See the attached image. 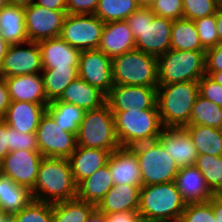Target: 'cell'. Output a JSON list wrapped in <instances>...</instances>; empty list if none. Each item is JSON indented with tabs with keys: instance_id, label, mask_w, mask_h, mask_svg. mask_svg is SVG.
<instances>
[{
	"instance_id": "2",
	"label": "cell",
	"mask_w": 222,
	"mask_h": 222,
	"mask_svg": "<svg viewBox=\"0 0 222 222\" xmlns=\"http://www.w3.org/2000/svg\"><path fill=\"white\" fill-rule=\"evenodd\" d=\"M135 38V49L159 57L170 49L173 20L139 7L127 19Z\"/></svg>"
},
{
	"instance_id": "39",
	"label": "cell",
	"mask_w": 222,
	"mask_h": 222,
	"mask_svg": "<svg viewBox=\"0 0 222 222\" xmlns=\"http://www.w3.org/2000/svg\"><path fill=\"white\" fill-rule=\"evenodd\" d=\"M218 6L216 0H183V18L196 19L216 14Z\"/></svg>"
},
{
	"instance_id": "11",
	"label": "cell",
	"mask_w": 222,
	"mask_h": 222,
	"mask_svg": "<svg viewBox=\"0 0 222 222\" xmlns=\"http://www.w3.org/2000/svg\"><path fill=\"white\" fill-rule=\"evenodd\" d=\"M36 139L43 157L68 159L78 146L76 135L62 130L47 112L40 118Z\"/></svg>"
},
{
	"instance_id": "19",
	"label": "cell",
	"mask_w": 222,
	"mask_h": 222,
	"mask_svg": "<svg viewBox=\"0 0 222 222\" xmlns=\"http://www.w3.org/2000/svg\"><path fill=\"white\" fill-rule=\"evenodd\" d=\"M114 185L142 187V177L136 154L129 147H120L107 160Z\"/></svg>"
},
{
	"instance_id": "24",
	"label": "cell",
	"mask_w": 222,
	"mask_h": 222,
	"mask_svg": "<svg viewBox=\"0 0 222 222\" xmlns=\"http://www.w3.org/2000/svg\"><path fill=\"white\" fill-rule=\"evenodd\" d=\"M109 156L110 152L106 150L77 146L68 158L75 183L106 165Z\"/></svg>"
},
{
	"instance_id": "15",
	"label": "cell",
	"mask_w": 222,
	"mask_h": 222,
	"mask_svg": "<svg viewBox=\"0 0 222 222\" xmlns=\"http://www.w3.org/2000/svg\"><path fill=\"white\" fill-rule=\"evenodd\" d=\"M43 156L39 151L15 150L4 158L0 172L16 184L33 190Z\"/></svg>"
},
{
	"instance_id": "7",
	"label": "cell",
	"mask_w": 222,
	"mask_h": 222,
	"mask_svg": "<svg viewBox=\"0 0 222 222\" xmlns=\"http://www.w3.org/2000/svg\"><path fill=\"white\" fill-rule=\"evenodd\" d=\"M76 138L78 146L110 153L121 147L115 132L113 113L106 103L100 108L85 111Z\"/></svg>"
},
{
	"instance_id": "28",
	"label": "cell",
	"mask_w": 222,
	"mask_h": 222,
	"mask_svg": "<svg viewBox=\"0 0 222 222\" xmlns=\"http://www.w3.org/2000/svg\"><path fill=\"white\" fill-rule=\"evenodd\" d=\"M0 32L9 45L27 42L24 8L7 4L0 11Z\"/></svg>"
},
{
	"instance_id": "59",
	"label": "cell",
	"mask_w": 222,
	"mask_h": 222,
	"mask_svg": "<svg viewBox=\"0 0 222 222\" xmlns=\"http://www.w3.org/2000/svg\"><path fill=\"white\" fill-rule=\"evenodd\" d=\"M8 4L7 0H0V11Z\"/></svg>"
},
{
	"instance_id": "23",
	"label": "cell",
	"mask_w": 222,
	"mask_h": 222,
	"mask_svg": "<svg viewBox=\"0 0 222 222\" xmlns=\"http://www.w3.org/2000/svg\"><path fill=\"white\" fill-rule=\"evenodd\" d=\"M175 183L186 203L206 202L214 195L195 165L179 168Z\"/></svg>"
},
{
	"instance_id": "3",
	"label": "cell",
	"mask_w": 222,
	"mask_h": 222,
	"mask_svg": "<svg viewBox=\"0 0 222 222\" xmlns=\"http://www.w3.org/2000/svg\"><path fill=\"white\" fill-rule=\"evenodd\" d=\"M185 206L175 181L140 188L138 213L147 222H179Z\"/></svg>"
},
{
	"instance_id": "26",
	"label": "cell",
	"mask_w": 222,
	"mask_h": 222,
	"mask_svg": "<svg viewBox=\"0 0 222 222\" xmlns=\"http://www.w3.org/2000/svg\"><path fill=\"white\" fill-rule=\"evenodd\" d=\"M58 101L74 104L87 111L100 108L105 104L106 96L78 77L66 87Z\"/></svg>"
},
{
	"instance_id": "57",
	"label": "cell",
	"mask_w": 222,
	"mask_h": 222,
	"mask_svg": "<svg viewBox=\"0 0 222 222\" xmlns=\"http://www.w3.org/2000/svg\"><path fill=\"white\" fill-rule=\"evenodd\" d=\"M0 222H14L12 214H7L1 207H0Z\"/></svg>"
},
{
	"instance_id": "40",
	"label": "cell",
	"mask_w": 222,
	"mask_h": 222,
	"mask_svg": "<svg viewBox=\"0 0 222 222\" xmlns=\"http://www.w3.org/2000/svg\"><path fill=\"white\" fill-rule=\"evenodd\" d=\"M179 222H216V216L208 201L186 203Z\"/></svg>"
},
{
	"instance_id": "22",
	"label": "cell",
	"mask_w": 222,
	"mask_h": 222,
	"mask_svg": "<svg viewBox=\"0 0 222 222\" xmlns=\"http://www.w3.org/2000/svg\"><path fill=\"white\" fill-rule=\"evenodd\" d=\"M11 101L49 104L41 73L5 78Z\"/></svg>"
},
{
	"instance_id": "12",
	"label": "cell",
	"mask_w": 222,
	"mask_h": 222,
	"mask_svg": "<svg viewBox=\"0 0 222 222\" xmlns=\"http://www.w3.org/2000/svg\"><path fill=\"white\" fill-rule=\"evenodd\" d=\"M42 70V58L38 42L27 41L9 45L0 66V75L7 78L41 73Z\"/></svg>"
},
{
	"instance_id": "30",
	"label": "cell",
	"mask_w": 222,
	"mask_h": 222,
	"mask_svg": "<svg viewBox=\"0 0 222 222\" xmlns=\"http://www.w3.org/2000/svg\"><path fill=\"white\" fill-rule=\"evenodd\" d=\"M198 155L222 156V130L205 125H186Z\"/></svg>"
},
{
	"instance_id": "35",
	"label": "cell",
	"mask_w": 222,
	"mask_h": 222,
	"mask_svg": "<svg viewBox=\"0 0 222 222\" xmlns=\"http://www.w3.org/2000/svg\"><path fill=\"white\" fill-rule=\"evenodd\" d=\"M189 125H205L222 130V107L198 94L192 107Z\"/></svg>"
},
{
	"instance_id": "6",
	"label": "cell",
	"mask_w": 222,
	"mask_h": 222,
	"mask_svg": "<svg viewBox=\"0 0 222 222\" xmlns=\"http://www.w3.org/2000/svg\"><path fill=\"white\" fill-rule=\"evenodd\" d=\"M112 77L115 85L157 87V57L132 50L112 58Z\"/></svg>"
},
{
	"instance_id": "31",
	"label": "cell",
	"mask_w": 222,
	"mask_h": 222,
	"mask_svg": "<svg viewBox=\"0 0 222 222\" xmlns=\"http://www.w3.org/2000/svg\"><path fill=\"white\" fill-rule=\"evenodd\" d=\"M170 49L206 51L200 42L194 21L185 18L173 20Z\"/></svg>"
},
{
	"instance_id": "41",
	"label": "cell",
	"mask_w": 222,
	"mask_h": 222,
	"mask_svg": "<svg viewBox=\"0 0 222 222\" xmlns=\"http://www.w3.org/2000/svg\"><path fill=\"white\" fill-rule=\"evenodd\" d=\"M194 24L198 31L200 42L205 49L218 45V31L215 14L196 19Z\"/></svg>"
},
{
	"instance_id": "53",
	"label": "cell",
	"mask_w": 222,
	"mask_h": 222,
	"mask_svg": "<svg viewBox=\"0 0 222 222\" xmlns=\"http://www.w3.org/2000/svg\"><path fill=\"white\" fill-rule=\"evenodd\" d=\"M215 20L218 31V44H222V8H218L215 14Z\"/></svg>"
},
{
	"instance_id": "45",
	"label": "cell",
	"mask_w": 222,
	"mask_h": 222,
	"mask_svg": "<svg viewBox=\"0 0 222 222\" xmlns=\"http://www.w3.org/2000/svg\"><path fill=\"white\" fill-rule=\"evenodd\" d=\"M99 0H67V14H95Z\"/></svg>"
},
{
	"instance_id": "18",
	"label": "cell",
	"mask_w": 222,
	"mask_h": 222,
	"mask_svg": "<svg viewBox=\"0 0 222 222\" xmlns=\"http://www.w3.org/2000/svg\"><path fill=\"white\" fill-rule=\"evenodd\" d=\"M38 45L43 69L79 67L82 51L70 46L60 37L41 40Z\"/></svg>"
},
{
	"instance_id": "10",
	"label": "cell",
	"mask_w": 222,
	"mask_h": 222,
	"mask_svg": "<svg viewBox=\"0 0 222 222\" xmlns=\"http://www.w3.org/2000/svg\"><path fill=\"white\" fill-rule=\"evenodd\" d=\"M105 23L94 14H66L60 38L83 51L98 49Z\"/></svg>"
},
{
	"instance_id": "38",
	"label": "cell",
	"mask_w": 222,
	"mask_h": 222,
	"mask_svg": "<svg viewBox=\"0 0 222 222\" xmlns=\"http://www.w3.org/2000/svg\"><path fill=\"white\" fill-rule=\"evenodd\" d=\"M12 216L14 222H53L52 204L33 200Z\"/></svg>"
},
{
	"instance_id": "21",
	"label": "cell",
	"mask_w": 222,
	"mask_h": 222,
	"mask_svg": "<svg viewBox=\"0 0 222 222\" xmlns=\"http://www.w3.org/2000/svg\"><path fill=\"white\" fill-rule=\"evenodd\" d=\"M47 105L11 101L7 113L2 119L19 133H36L40 118L46 112Z\"/></svg>"
},
{
	"instance_id": "56",
	"label": "cell",
	"mask_w": 222,
	"mask_h": 222,
	"mask_svg": "<svg viewBox=\"0 0 222 222\" xmlns=\"http://www.w3.org/2000/svg\"><path fill=\"white\" fill-rule=\"evenodd\" d=\"M205 74L208 75L215 82L222 85V71H219V72H205Z\"/></svg>"
},
{
	"instance_id": "25",
	"label": "cell",
	"mask_w": 222,
	"mask_h": 222,
	"mask_svg": "<svg viewBox=\"0 0 222 222\" xmlns=\"http://www.w3.org/2000/svg\"><path fill=\"white\" fill-rule=\"evenodd\" d=\"M140 188L133 185H113L96 208L104 213L138 211Z\"/></svg>"
},
{
	"instance_id": "48",
	"label": "cell",
	"mask_w": 222,
	"mask_h": 222,
	"mask_svg": "<svg viewBox=\"0 0 222 222\" xmlns=\"http://www.w3.org/2000/svg\"><path fill=\"white\" fill-rule=\"evenodd\" d=\"M9 153V134L7 123L0 118V166Z\"/></svg>"
},
{
	"instance_id": "34",
	"label": "cell",
	"mask_w": 222,
	"mask_h": 222,
	"mask_svg": "<svg viewBox=\"0 0 222 222\" xmlns=\"http://www.w3.org/2000/svg\"><path fill=\"white\" fill-rule=\"evenodd\" d=\"M95 205L74 198L52 204L53 222H86Z\"/></svg>"
},
{
	"instance_id": "8",
	"label": "cell",
	"mask_w": 222,
	"mask_h": 222,
	"mask_svg": "<svg viewBox=\"0 0 222 222\" xmlns=\"http://www.w3.org/2000/svg\"><path fill=\"white\" fill-rule=\"evenodd\" d=\"M205 51L169 49L157 58L158 84L198 81L205 75Z\"/></svg>"
},
{
	"instance_id": "32",
	"label": "cell",
	"mask_w": 222,
	"mask_h": 222,
	"mask_svg": "<svg viewBox=\"0 0 222 222\" xmlns=\"http://www.w3.org/2000/svg\"><path fill=\"white\" fill-rule=\"evenodd\" d=\"M46 112L55 120L57 125L62 127V130L76 135L85 110L74 104L55 100L46 106Z\"/></svg>"
},
{
	"instance_id": "29",
	"label": "cell",
	"mask_w": 222,
	"mask_h": 222,
	"mask_svg": "<svg viewBox=\"0 0 222 222\" xmlns=\"http://www.w3.org/2000/svg\"><path fill=\"white\" fill-rule=\"evenodd\" d=\"M33 196L28 188L16 184L9 176L0 172V207L7 214H14L25 208Z\"/></svg>"
},
{
	"instance_id": "44",
	"label": "cell",
	"mask_w": 222,
	"mask_h": 222,
	"mask_svg": "<svg viewBox=\"0 0 222 222\" xmlns=\"http://www.w3.org/2000/svg\"><path fill=\"white\" fill-rule=\"evenodd\" d=\"M199 94L222 107V85L215 82L208 75H204L198 80Z\"/></svg>"
},
{
	"instance_id": "55",
	"label": "cell",
	"mask_w": 222,
	"mask_h": 222,
	"mask_svg": "<svg viewBox=\"0 0 222 222\" xmlns=\"http://www.w3.org/2000/svg\"><path fill=\"white\" fill-rule=\"evenodd\" d=\"M9 44L4 40L0 32V66L5 57Z\"/></svg>"
},
{
	"instance_id": "5",
	"label": "cell",
	"mask_w": 222,
	"mask_h": 222,
	"mask_svg": "<svg viewBox=\"0 0 222 222\" xmlns=\"http://www.w3.org/2000/svg\"><path fill=\"white\" fill-rule=\"evenodd\" d=\"M115 120V132L121 147L155 141L161 135L164 126L158 109L112 112Z\"/></svg>"
},
{
	"instance_id": "52",
	"label": "cell",
	"mask_w": 222,
	"mask_h": 222,
	"mask_svg": "<svg viewBox=\"0 0 222 222\" xmlns=\"http://www.w3.org/2000/svg\"><path fill=\"white\" fill-rule=\"evenodd\" d=\"M86 222H107V220L105 214L95 208L89 215Z\"/></svg>"
},
{
	"instance_id": "27",
	"label": "cell",
	"mask_w": 222,
	"mask_h": 222,
	"mask_svg": "<svg viewBox=\"0 0 222 222\" xmlns=\"http://www.w3.org/2000/svg\"><path fill=\"white\" fill-rule=\"evenodd\" d=\"M113 185L112 174L106 164L77 184L76 198L97 206Z\"/></svg>"
},
{
	"instance_id": "13",
	"label": "cell",
	"mask_w": 222,
	"mask_h": 222,
	"mask_svg": "<svg viewBox=\"0 0 222 222\" xmlns=\"http://www.w3.org/2000/svg\"><path fill=\"white\" fill-rule=\"evenodd\" d=\"M24 11L28 41L39 42L60 36L67 11L50 10L35 3Z\"/></svg>"
},
{
	"instance_id": "50",
	"label": "cell",
	"mask_w": 222,
	"mask_h": 222,
	"mask_svg": "<svg viewBox=\"0 0 222 222\" xmlns=\"http://www.w3.org/2000/svg\"><path fill=\"white\" fill-rule=\"evenodd\" d=\"M34 3L50 10L66 11L67 0H36Z\"/></svg>"
},
{
	"instance_id": "49",
	"label": "cell",
	"mask_w": 222,
	"mask_h": 222,
	"mask_svg": "<svg viewBox=\"0 0 222 222\" xmlns=\"http://www.w3.org/2000/svg\"><path fill=\"white\" fill-rule=\"evenodd\" d=\"M11 99L5 77L0 75V118H3L10 106Z\"/></svg>"
},
{
	"instance_id": "46",
	"label": "cell",
	"mask_w": 222,
	"mask_h": 222,
	"mask_svg": "<svg viewBox=\"0 0 222 222\" xmlns=\"http://www.w3.org/2000/svg\"><path fill=\"white\" fill-rule=\"evenodd\" d=\"M205 72L222 71V44L206 49Z\"/></svg>"
},
{
	"instance_id": "58",
	"label": "cell",
	"mask_w": 222,
	"mask_h": 222,
	"mask_svg": "<svg viewBox=\"0 0 222 222\" xmlns=\"http://www.w3.org/2000/svg\"><path fill=\"white\" fill-rule=\"evenodd\" d=\"M139 7L151 8L155 0H136Z\"/></svg>"
},
{
	"instance_id": "51",
	"label": "cell",
	"mask_w": 222,
	"mask_h": 222,
	"mask_svg": "<svg viewBox=\"0 0 222 222\" xmlns=\"http://www.w3.org/2000/svg\"><path fill=\"white\" fill-rule=\"evenodd\" d=\"M208 202L212 205L216 222H222V194H214Z\"/></svg>"
},
{
	"instance_id": "1",
	"label": "cell",
	"mask_w": 222,
	"mask_h": 222,
	"mask_svg": "<svg viewBox=\"0 0 222 222\" xmlns=\"http://www.w3.org/2000/svg\"><path fill=\"white\" fill-rule=\"evenodd\" d=\"M31 193L33 200L51 204L76 198L77 184L69 160L43 157Z\"/></svg>"
},
{
	"instance_id": "54",
	"label": "cell",
	"mask_w": 222,
	"mask_h": 222,
	"mask_svg": "<svg viewBox=\"0 0 222 222\" xmlns=\"http://www.w3.org/2000/svg\"><path fill=\"white\" fill-rule=\"evenodd\" d=\"M35 0H7L9 5H14L21 8H27L32 3H34Z\"/></svg>"
},
{
	"instance_id": "9",
	"label": "cell",
	"mask_w": 222,
	"mask_h": 222,
	"mask_svg": "<svg viewBox=\"0 0 222 222\" xmlns=\"http://www.w3.org/2000/svg\"><path fill=\"white\" fill-rule=\"evenodd\" d=\"M129 148L136 154L142 186L175 181L179 168L158 140Z\"/></svg>"
},
{
	"instance_id": "20",
	"label": "cell",
	"mask_w": 222,
	"mask_h": 222,
	"mask_svg": "<svg viewBox=\"0 0 222 222\" xmlns=\"http://www.w3.org/2000/svg\"><path fill=\"white\" fill-rule=\"evenodd\" d=\"M135 49V38L126 20L105 23L98 50L109 58Z\"/></svg>"
},
{
	"instance_id": "43",
	"label": "cell",
	"mask_w": 222,
	"mask_h": 222,
	"mask_svg": "<svg viewBox=\"0 0 222 222\" xmlns=\"http://www.w3.org/2000/svg\"><path fill=\"white\" fill-rule=\"evenodd\" d=\"M9 152L15 150L38 151L36 133H19L8 126Z\"/></svg>"
},
{
	"instance_id": "14",
	"label": "cell",
	"mask_w": 222,
	"mask_h": 222,
	"mask_svg": "<svg viewBox=\"0 0 222 222\" xmlns=\"http://www.w3.org/2000/svg\"><path fill=\"white\" fill-rule=\"evenodd\" d=\"M105 103L112 112L128 111L130 108L139 111L158 109L157 87L114 84L106 95Z\"/></svg>"
},
{
	"instance_id": "33",
	"label": "cell",
	"mask_w": 222,
	"mask_h": 222,
	"mask_svg": "<svg viewBox=\"0 0 222 222\" xmlns=\"http://www.w3.org/2000/svg\"><path fill=\"white\" fill-rule=\"evenodd\" d=\"M47 101L58 100L66 87L79 77L78 68L43 69L41 72Z\"/></svg>"
},
{
	"instance_id": "36",
	"label": "cell",
	"mask_w": 222,
	"mask_h": 222,
	"mask_svg": "<svg viewBox=\"0 0 222 222\" xmlns=\"http://www.w3.org/2000/svg\"><path fill=\"white\" fill-rule=\"evenodd\" d=\"M138 8L136 0H99L94 15L109 23L126 20Z\"/></svg>"
},
{
	"instance_id": "4",
	"label": "cell",
	"mask_w": 222,
	"mask_h": 222,
	"mask_svg": "<svg viewBox=\"0 0 222 222\" xmlns=\"http://www.w3.org/2000/svg\"><path fill=\"white\" fill-rule=\"evenodd\" d=\"M199 94L198 81L157 86V108L164 127L184 128Z\"/></svg>"
},
{
	"instance_id": "60",
	"label": "cell",
	"mask_w": 222,
	"mask_h": 222,
	"mask_svg": "<svg viewBox=\"0 0 222 222\" xmlns=\"http://www.w3.org/2000/svg\"><path fill=\"white\" fill-rule=\"evenodd\" d=\"M218 8H222V0H216Z\"/></svg>"
},
{
	"instance_id": "47",
	"label": "cell",
	"mask_w": 222,
	"mask_h": 222,
	"mask_svg": "<svg viewBox=\"0 0 222 222\" xmlns=\"http://www.w3.org/2000/svg\"><path fill=\"white\" fill-rule=\"evenodd\" d=\"M107 222H147L138 211L105 214Z\"/></svg>"
},
{
	"instance_id": "16",
	"label": "cell",
	"mask_w": 222,
	"mask_h": 222,
	"mask_svg": "<svg viewBox=\"0 0 222 222\" xmlns=\"http://www.w3.org/2000/svg\"><path fill=\"white\" fill-rule=\"evenodd\" d=\"M78 71L79 78L97 88L105 96L114 85L112 59L98 49L81 52Z\"/></svg>"
},
{
	"instance_id": "37",
	"label": "cell",
	"mask_w": 222,
	"mask_h": 222,
	"mask_svg": "<svg viewBox=\"0 0 222 222\" xmlns=\"http://www.w3.org/2000/svg\"><path fill=\"white\" fill-rule=\"evenodd\" d=\"M195 166L203 175L213 194H222V156L200 154Z\"/></svg>"
},
{
	"instance_id": "17",
	"label": "cell",
	"mask_w": 222,
	"mask_h": 222,
	"mask_svg": "<svg viewBox=\"0 0 222 222\" xmlns=\"http://www.w3.org/2000/svg\"><path fill=\"white\" fill-rule=\"evenodd\" d=\"M157 140L178 168L195 165L198 152L185 128L164 127Z\"/></svg>"
},
{
	"instance_id": "42",
	"label": "cell",
	"mask_w": 222,
	"mask_h": 222,
	"mask_svg": "<svg viewBox=\"0 0 222 222\" xmlns=\"http://www.w3.org/2000/svg\"><path fill=\"white\" fill-rule=\"evenodd\" d=\"M150 9L155 15L171 20L183 18V0H155Z\"/></svg>"
}]
</instances>
